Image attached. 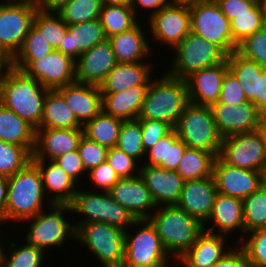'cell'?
<instances>
[{"label": "cell", "instance_id": "7a4b0ae2", "mask_svg": "<svg viewBox=\"0 0 266 267\" xmlns=\"http://www.w3.org/2000/svg\"><path fill=\"white\" fill-rule=\"evenodd\" d=\"M148 219L155 226L164 249L176 261L204 231L199 220L177 205L157 206Z\"/></svg>", "mask_w": 266, "mask_h": 267}, {"label": "cell", "instance_id": "d6a6232c", "mask_svg": "<svg viewBox=\"0 0 266 267\" xmlns=\"http://www.w3.org/2000/svg\"><path fill=\"white\" fill-rule=\"evenodd\" d=\"M64 97L55 89L49 90L44 99L42 120L38 128H82Z\"/></svg>", "mask_w": 266, "mask_h": 267}, {"label": "cell", "instance_id": "6f0895ef", "mask_svg": "<svg viewBox=\"0 0 266 267\" xmlns=\"http://www.w3.org/2000/svg\"><path fill=\"white\" fill-rule=\"evenodd\" d=\"M211 267H249L244 251L238 246L224 255L217 263Z\"/></svg>", "mask_w": 266, "mask_h": 267}, {"label": "cell", "instance_id": "f907efd6", "mask_svg": "<svg viewBox=\"0 0 266 267\" xmlns=\"http://www.w3.org/2000/svg\"><path fill=\"white\" fill-rule=\"evenodd\" d=\"M77 150L87 172L107 160L108 148L88 139L84 135L80 139Z\"/></svg>", "mask_w": 266, "mask_h": 267}, {"label": "cell", "instance_id": "5bb4252c", "mask_svg": "<svg viewBox=\"0 0 266 267\" xmlns=\"http://www.w3.org/2000/svg\"><path fill=\"white\" fill-rule=\"evenodd\" d=\"M218 157L233 167L266 170V153L258 130L223 138Z\"/></svg>", "mask_w": 266, "mask_h": 267}, {"label": "cell", "instance_id": "2e32d148", "mask_svg": "<svg viewBox=\"0 0 266 267\" xmlns=\"http://www.w3.org/2000/svg\"><path fill=\"white\" fill-rule=\"evenodd\" d=\"M153 39L175 48L189 33L191 14L188 6L172 5L162 8L149 19Z\"/></svg>", "mask_w": 266, "mask_h": 267}, {"label": "cell", "instance_id": "ee69618b", "mask_svg": "<svg viewBox=\"0 0 266 267\" xmlns=\"http://www.w3.org/2000/svg\"><path fill=\"white\" fill-rule=\"evenodd\" d=\"M30 161L32 153L27 148L0 140V176H12Z\"/></svg>", "mask_w": 266, "mask_h": 267}, {"label": "cell", "instance_id": "03108f58", "mask_svg": "<svg viewBox=\"0 0 266 267\" xmlns=\"http://www.w3.org/2000/svg\"><path fill=\"white\" fill-rule=\"evenodd\" d=\"M257 130L259 131V134L261 135L263 145L265 148V153H266V116H264V118L260 122L259 128Z\"/></svg>", "mask_w": 266, "mask_h": 267}, {"label": "cell", "instance_id": "bcb514c9", "mask_svg": "<svg viewBox=\"0 0 266 267\" xmlns=\"http://www.w3.org/2000/svg\"><path fill=\"white\" fill-rule=\"evenodd\" d=\"M245 236L238 246L244 251L248 266L266 267V227L250 231Z\"/></svg>", "mask_w": 266, "mask_h": 267}, {"label": "cell", "instance_id": "ab89813d", "mask_svg": "<svg viewBox=\"0 0 266 267\" xmlns=\"http://www.w3.org/2000/svg\"><path fill=\"white\" fill-rule=\"evenodd\" d=\"M242 203L245 234L266 227V184L245 197Z\"/></svg>", "mask_w": 266, "mask_h": 267}, {"label": "cell", "instance_id": "f1b7e54d", "mask_svg": "<svg viewBox=\"0 0 266 267\" xmlns=\"http://www.w3.org/2000/svg\"><path fill=\"white\" fill-rule=\"evenodd\" d=\"M146 32L139 22L131 29L108 38L111 43L117 63L143 62L149 54H153ZM146 35V36H145Z\"/></svg>", "mask_w": 266, "mask_h": 267}, {"label": "cell", "instance_id": "8992f818", "mask_svg": "<svg viewBox=\"0 0 266 267\" xmlns=\"http://www.w3.org/2000/svg\"><path fill=\"white\" fill-rule=\"evenodd\" d=\"M174 129L187 148L202 149L219 155L223 138L209 106L189 103Z\"/></svg>", "mask_w": 266, "mask_h": 267}, {"label": "cell", "instance_id": "003e7915", "mask_svg": "<svg viewBox=\"0 0 266 267\" xmlns=\"http://www.w3.org/2000/svg\"><path fill=\"white\" fill-rule=\"evenodd\" d=\"M102 5H130L131 0H101Z\"/></svg>", "mask_w": 266, "mask_h": 267}, {"label": "cell", "instance_id": "ffe728a7", "mask_svg": "<svg viewBox=\"0 0 266 267\" xmlns=\"http://www.w3.org/2000/svg\"><path fill=\"white\" fill-rule=\"evenodd\" d=\"M82 136V128H37L32 160H54L61 155L75 151L78 149Z\"/></svg>", "mask_w": 266, "mask_h": 267}, {"label": "cell", "instance_id": "be15d7a7", "mask_svg": "<svg viewBox=\"0 0 266 267\" xmlns=\"http://www.w3.org/2000/svg\"><path fill=\"white\" fill-rule=\"evenodd\" d=\"M12 68V58L7 53H0V85Z\"/></svg>", "mask_w": 266, "mask_h": 267}, {"label": "cell", "instance_id": "f546056e", "mask_svg": "<svg viewBox=\"0 0 266 267\" xmlns=\"http://www.w3.org/2000/svg\"><path fill=\"white\" fill-rule=\"evenodd\" d=\"M149 85L134 86L124 91L101 93L102 111L124 121L137 120Z\"/></svg>", "mask_w": 266, "mask_h": 267}, {"label": "cell", "instance_id": "44dd1931", "mask_svg": "<svg viewBox=\"0 0 266 267\" xmlns=\"http://www.w3.org/2000/svg\"><path fill=\"white\" fill-rule=\"evenodd\" d=\"M217 193L213 176L184 181L181 197L176 205L204 224L211 215Z\"/></svg>", "mask_w": 266, "mask_h": 267}, {"label": "cell", "instance_id": "ac0fdd59", "mask_svg": "<svg viewBox=\"0 0 266 267\" xmlns=\"http://www.w3.org/2000/svg\"><path fill=\"white\" fill-rule=\"evenodd\" d=\"M116 65L115 54L107 38L75 61V82L100 86Z\"/></svg>", "mask_w": 266, "mask_h": 267}, {"label": "cell", "instance_id": "9f6ffc18", "mask_svg": "<svg viewBox=\"0 0 266 267\" xmlns=\"http://www.w3.org/2000/svg\"><path fill=\"white\" fill-rule=\"evenodd\" d=\"M221 12L231 21L235 15L248 13L258 2L257 0H215Z\"/></svg>", "mask_w": 266, "mask_h": 267}, {"label": "cell", "instance_id": "7bdbcfd3", "mask_svg": "<svg viewBox=\"0 0 266 267\" xmlns=\"http://www.w3.org/2000/svg\"><path fill=\"white\" fill-rule=\"evenodd\" d=\"M116 147L139 160V164L145 160L146 152L143 149L141 124L138 120L123 121Z\"/></svg>", "mask_w": 266, "mask_h": 267}, {"label": "cell", "instance_id": "5b68a950", "mask_svg": "<svg viewBox=\"0 0 266 267\" xmlns=\"http://www.w3.org/2000/svg\"><path fill=\"white\" fill-rule=\"evenodd\" d=\"M77 190L72 202L69 204L72 214L81 213L84 216L80 222L74 224L77 229L86 222H103L109 225L117 226L123 230L128 227H135L134 216L122 205L115 202L108 191L88 190V188ZM102 192V193H101Z\"/></svg>", "mask_w": 266, "mask_h": 267}, {"label": "cell", "instance_id": "db71d44e", "mask_svg": "<svg viewBox=\"0 0 266 267\" xmlns=\"http://www.w3.org/2000/svg\"><path fill=\"white\" fill-rule=\"evenodd\" d=\"M87 175L89 180L93 182L94 189L97 187L98 191H101V189L102 191H109L120 179L114 169L107 162L92 168Z\"/></svg>", "mask_w": 266, "mask_h": 267}, {"label": "cell", "instance_id": "b9f144b4", "mask_svg": "<svg viewBox=\"0 0 266 267\" xmlns=\"http://www.w3.org/2000/svg\"><path fill=\"white\" fill-rule=\"evenodd\" d=\"M101 0H71L56 13L67 25L99 19Z\"/></svg>", "mask_w": 266, "mask_h": 267}, {"label": "cell", "instance_id": "f5cc1de1", "mask_svg": "<svg viewBox=\"0 0 266 267\" xmlns=\"http://www.w3.org/2000/svg\"><path fill=\"white\" fill-rule=\"evenodd\" d=\"M141 124L144 151H148L173 128L163 121L138 120Z\"/></svg>", "mask_w": 266, "mask_h": 267}, {"label": "cell", "instance_id": "3957f363", "mask_svg": "<svg viewBox=\"0 0 266 267\" xmlns=\"http://www.w3.org/2000/svg\"><path fill=\"white\" fill-rule=\"evenodd\" d=\"M155 80L148 87L137 120L163 121L174 129L184 108L190 103L186 81L167 73Z\"/></svg>", "mask_w": 266, "mask_h": 267}, {"label": "cell", "instance_id": "680465c9", "mask_svg": "<svg viewBox=\"0 0 266 267\" xmlns=\"http://www.w3.org/2000/svg\"><path fill=\"white\" fill-rule=\"evenodd\" d=\"M170 4L169 0H131L130 6L134 10L136 17L138 16V8H143L142 10H148L151 12L148 19L157 13L162 8L168 6ZM140 6V7H139ZM137 9V10H136Z\"/></svg>", "mask_w": 266, "mask_h": 267}, {"label": "cell", "instance_id": "d590c367", "mask_svg": "<svg viewBox=\"0 0 266 267\" xmlns=\"http://www.w3.org/2000/svg\"><path fill=\"white\" fill-rule=\"evenodd\" d=\"M227 63L242 87L247 101H251L257 107V72H262L265 68L242 57L236 51L227 56Z\"/></svg>", "mask_w": 266, "mask_h": 267}, {"label": "cell", "instance_id": "94428289", "mask_svg": "<svg viewBox=\"0 0 266 267\" xmlns=\"http://www.w3.org/2000/svg\"><path fill=\"white\" fill-rule=\"evenodd\" d=\"M71 0H35L38 10L43 12H57Z\"/></svg>", "mask_w": 266, "mask_h": 267}, {"label": "cell", "instance_id": "816d5d0a", "mask_svg": "<svg viewBox=\"0 0 266 267\" xmlns=\"http://www.w3.org/2000/svg\"><path fill=\"white\" fill-rule=\"evenodd\" d=\"M218 102L226 103L230 106L248 102L237 78L230 70H228L224 76Z\"/></svg>", "mask_w": 266, "mask_h": 267}, {"label": "cell", "instance_id": "f35d334b", "mask_svg": "<svg viewBox=\"0 0 266 267\" xmlns=\"http://www.w3.org/2000/svg\"><path fill=\"white\" fill-rule=\"evenodd\" d=\"M10 242L8 252H3L1 255V267H42V262H45L44 257L46 256L45 252L37 247L29 245L28 243H23L19 246L15 241ZM8 254V255H7Z\"/></svg>", "mask_w": 266, "mask_h": 267}, {"label": "cell", "instance_id": "836d02e7", "mask_svg": "<svg viewBox=\"0 0 266 267\" xmlns=\"http://www.w3.org/2000/svg\"><path fill=\"white\" fill-rule=\"evenodd\" d=\"M0 140L23 146L33 153L35 128L0 103Z\"/></svg>", "mask_w": 266, "mask_h": 267}, {"label": "cell", "instance_id": "7402d4cb", "mask_svg": "<svg viewBox=\"0 0 266 267\" xmlns=\"http://www.w3.org/2000/svg\"><path fill=\"white\" fill-rule=\"evenodd\" d=\"M139 175L150 190L157 206L176 205L181 197L184 180L176 171L158 166L140 165Z\"/></svg>", "mask_w": 266, "mask_h": 267}, {"label": "cell", "instance_id": "9a60e30c", "mask_svg": "<svg viewBox=\"0 0 266 267\" xmlns=\"http://www.w3.org/2000/svg\"><path fill=\"white\" fill-rule=\"evenodd\" d=\"M209 107L222 138L255 131L264 118V115L251 101L235 106L217 101Z\"/></svg>", "mask_w": 266, "mask_h": 267}, {"label": "cell", "instance_id": "277c9868", "mask_svg": "<svg viewBox=\"0 0 266 267\" xmlns=\"http://www.w3.org/2000/svg\"><path fill=\"white\" fill-rule=\"evenodd\" d=\"M45 197L40 170L30 161L24 168L8 177L6 222L22 223L44 208L47 209L44 205Z\"/></svg>", "mask_w": 266, "mask_h": 267}, {"label": "cell", "instance_id": "484cf974", "mask_svg": "<svg viewBox=\"0 0 266 267\" xmlns=\"http://www.w3.org/2000/svg\"><path fill=\"white\" fill-rule=\"evenodd\" d=\"M32 161L40 170L46 199L48 194L51 199L47 204H70L78 190L77 183L53 160Z\"/></svg>", "mask_w": 266, "mask_h": 267}, {"label": "cell", "instance_id": "11a10c76", "mask_svg": "<svg viewBox=\"0 0 266 267\" xmlns=\"http://www.w3.org/2000/svg\"><path fill=\"white\" fill-rule=\"evenodd\" d=\"M58 164L76 183L79 177L87 175L78 150L68 152L53 160Z\"/></svg>", "mask_w": 266, "mask_h": 267}, {"label": "cell", "instance_id": "74e56055", "mask_svg": "<svg viewBox=\"0 0 266 267\" xmlns=\"http://www.w3.org/2000/svg\"><path fill=\"white\" fill-rule=\"evenodd\" d=\"M99 20L106 38L127 31L138 23L130 5H102Z\"/></svg>", "mask_w": 266, "mask_h": 267}, {"label": "cell", "instance_id": "91938a15", "mask_svg": "<svg viewBox=\"0 0 266 267\" xmlns=\"http://www.w3.org/2000/svg\"><path fill=\"white\" fill-rule=\"evenodd\" d=\"M257 108L266 116V68L257 72Z\"/></svg>", "mask_w": 266, "mask_h": 267}, {"label": "cell", "instance_id": "52a82bcc", "mask_svg": "<svg viewBox=\"0 0 266 267\" xmlns=\"http://www.w3.org/2000/svg\"><path fill=\"white\" fill-rule=\"evenodd\" d=\"M50 210L48 213L43 209L40 213L24 222H29L26 243L42 249L44 252L50 247L63 246L68 240H76V228L74 223L67 222L66 211L71 212L69 204H51L47 205ZM65 215H64V213ZM54 246V247H52ZM47 248V249H46Z\"/></svg>", "mask_w": 266, "mask_h": 267}, {"label": "cell", "instance_id": "a7ac6f4b", "mask_svg": "<svg viewBox=\"0 0 266 267\" xmlns=\"http://www.w3.org/2000/svg\"><path fill=\"white\" fill-rule=\"evenodd\" d=\"M3 222H4V220L0 217V224H2V225L4 224L5 225V222L4 223ZM2 225H0V227H2ZM1 234L2 233H0V237H1ZM1 241H2V239L0 238V262H1V255H2V252H3V246H2V244H4Z\"/></svg>", "mask_w": 266, "mask_h": 267}, {"label": "cell", "instance_id": "d4e9b609", "mask_svg": "<svg viewBox=\"0 0 266 267\" xmlns=\"http://www.w3.org/2000/svg\"><path fill=\"white\" fill-rule=\"evenodd\" d=\"M56 90L64 97L76 119L82 125L102 111L100 86L74 82Z\"/></svg>", "mask_w": 266, "mask_h": 267}, {"label": "cell", "instance_id": "cb8c5ba5", "mask_svg": "<svg viewBox=\"0 0 266 267\" xmlns=\"http://www.w3.org/2000/svg\"><path fill=\"white\" fill-rule=\"evenodd\" d=\"M210 220L212 222H210ZM210 222L213 223V227H208L205 224ZM204 230L219 235H228L237 230L242 233V237L239 236V242L245 237V228H244V217H243V203L241 199L223 195L220 193L216 194L213 209L209 219L203 224ZM207 228H206V227ZM215 228L218 231L215 232ZM231 232V233H230ZM244 236V237H243Z\"/></svg>", "mask_w": 266, "mask_h": 267}, {"label": "cell", "instance_id": "60d3db41", "mask_svg": "<svg viewBox=\"0 0 266 267\" xmlns=\"http://www.w3.org/2000/svg\"><path fill=\"white\" fill-rule=\"evenodd\" d=\"M230 25L233 41L238 45L246 37L266 25L263 4L257 3L248 13L235 15V18L230 21Z\"/></svg>", "mask_w": 266, "mask_h": 267}, {"label": "cell", "instance_id": "1f68e13d", "mask_svg": "<svg viewBox=\"0 0 266 267\" xmlns=\"http://www.w3.org/2000/svg\"><path fill=\"white\" fill-rule=\"evenodd\" d=\"M186 148V144L177 136L175 129H172L146 151L147 158L145 157L143 161L145 164L141 162V165L158 166L164 170L175 171Z\"/></svg>", "mask_w": 266, "mask_h": 267}, {"label": "cell", "instance_id": "83f0119b", "mask_svg": "<svg viewBox=\"0 0 266 267\" xmlns=\"http://www.w3.org/2000/svg\"><path fill=\"white\" fill-rule=\"evenodd\" d=\"M105 39L107 38L100 20L93 19L68 25V30L56 50L76 61L82 53L91 49L97 43L103 42Z\"/></svg>", "mask_w": 266, "mask_h": 267}, {"label": "cell", "instance_id": "c3c4849f", "mask_svg": "<svg viewBox=\"0 0 266 267\" xmlns=\"http://www.w3.org/2000/svg\"><path fill=\"white\" fill-rule=\"evenodd\" d=\"M236 52L266 68V25L240 42Z\"/></svg>", "mask_w": 266, "mask_h": 267}, {"label": "cell", "instance_id": "ba28073f", "mask_svg": "<svg viewBox=\"0 0 266 267\" xmlns=\"http://www.w3.org/2000/svg\"><path fill=\"white\" fill-rule=\"evenodd\" d=\"M76 240L89 248L103 267H123L125 230L103 222H86L76 229Z\"/></svg>", "mask_w": 266, "mask_h": 267}, {"label": "cell", "instance_id": "8d00e7d4", "mask_svg": "<svg viewBox=\"0 0 266 267\" xmlns=\"http://www.w3.org/2000/svg\"><path fill=\"white\" fill-rule=\"evenodd\" d=\"M123 121L101 111L82 126L83 135L108 149L116 147Z\"/></svg>", "mask_w": 266, "mask_h": 267}, {"label": "cell", "instance_id": "9c48e42d", "mask_svg": "<svg viewBox=\"0 0 266 267\" xmlns=\"http://www.w3.org/2000/svg\"><path fill=\"white\" fill-rule=\"evenodd\" d=\"M172 65L166 73L174 78L186 80L193 73L224 62L227 55L215 44L190 32L175 48Z\"/></svg>", "mask_w": 266, "mask_h": 267}, {"label": "cell", "instance_id": "6da1fadb", "mask_svg": "<svg viewBox=\"0 0 266 267\" xmlns=\"http://www.w3.org/2000/svg\"><path fill=\"white\" fill-rule=\"evenodd\" d=\"M49 90L23 71L12 68L0 85V103L37 129Z\"/></svg>", "mask_w": 266, "mask_h": 267}, {"label": "cell", "instance_id": "f6af8a7d", "mask_svg": "<svg viewBox=\"0 0 266 267\" xmlns=\"http://www.w3.org/2000/svg\"><path fill=\"white\" fill-rule=\"evenodd\" d=\"M33 24L43 33L44 38L54 49L59 47L68 30V25L55 12L37 10Z\"/></svg>", "mask_w": 266, "mask_h": 267}, {"label": "cell", "instance_id": "7c38bea8", "mask_svg": "<svg viewBox=\"0 0 266 267\" xmlns=\"http://www.w3.org/2000/svg\"><path fill=\"white\" fill-rule=\"evenodd\" d=\"M38 8L34 1L6 0L0 2V51L11 58L21 48Z\"/></svg>", "mask_w": 266, "mask_h": 267}, {"label": "cell", "instance_id": "4316f807", "mask_svg": "<svg viewBox=\"0 0 266 267\" xmlns=\"http://www.w3.org/2000/svg\"><path fill=\"white\" fill-rule=\"evenodd\" d=\"M226 240L228 238L224 235L204 230L177 263H181V267H211L231 250L225 248Z\"/></svg>", "mask_w": 266, "mask_h": 267}, {"label": "cell", "instance_id": "6125c7cd", "mask_svg": "<svg viewBox=\"0 0 266 267\" xmlns=\"http://www.w3.org/2000/svg\"><path fill=\"white\" fill-rule=\"evenodd\" d=\"M8 194V177L0 176V217L6 222V201Z\"/></svg>", "mask_w": 266, "mask_h": 267}, {"label": "cell", "instance_id": "e0dca14e", "mask_svg": "<svg viewBox=\"0 0 266 267\" xmlns=\"http://www.w3.org/2000/svg\"><path fill=\"white\" fill-rule=\"evenodd\" d=\"M218 193L243 200L264 184V172L233 167L218 156L213 167Z\"/></svg>", "mask_w": 266, "mask_h": 267}, {"label": "cell", "instance_id": "d6986e66", "mask_svg": "<svg viewBox=\"0 0 266 267\" xmlns=\"http://www.w3.org/2000/svg\"><path fill=\"white\" fill-rule=\"evenodd\" d=\"M111 198L127 209L135 219H148L157 208L150 190L140 175L120 178L108 191Z\"/></svg>", "mask_w": 266, "mask_h": 267}, {"label": "cell", "instance_id": "e575fe53", "mask_svg": "<svg viewBox=\"0 0 266 267\" xmlns=\"http://www.w3.org/2000/svg\"><path fill=\"white\" fill-rule=\"evenodd\" d=\"M216 157L202 149L186 148L175 171L184 181L211 177Z\"/></svg>", "mask_w": 266, "mask_h": 267}, {"label": "cell", "instance_id": "2644e50d", "mask_svg": "<svg viewBox=\"0 0 266 267\" xmlns=\"http://www.w3.org/2000/svg\"><path fill=\"white\" fill-rule=\"evenodd\" d=\"M264 183L266 184V170L264 172Z\"/></svg>", "mask_w": 266, "mask_h": 267}, {"label": "cell", "instance_id": "30bf717a", "mask_svg": "<svg viewBox=\"0 0 266 267\" xmlns=\"http://www.w3.org/2000/svg\"><path fill=\"white\" fill-rule=\"evenodd\" d=\"M139 225H141L139 227ZM139 227L132 235L125 230L123 267H167L170 255L164 249L155 226L149 219H136Z\"/></svg>", "mask_w": 266, "mask_h": 267}, {"label": "cell", "instance_id": "89a4df30", "mask_svg": "<svg viewBox=\"0 0 266 267\" xmlns=\"http://www.w3.org/2000/svg\"><path fill=\"white\" fill-rule=\"evenodd\" d=\"M263 7H264L265 24H266V1L263 3Z\"/></svg>", "mask_w": 266, "mask_h": 267}, {"label": "cell", "instance_id": "4dcf8cb0", "mask_svg": "<svg viewBox=\"0 0 266 267\" xmlns=\"http://www.w3.org/2000/svg\"><path fill=\"white\" fill-rule=\"evenodd\" d=\"M152 64L147 62L117 63L100 85L101 93L124 91L134 86L150 85ZM151 72V73H150Z\"/></svg>", "mask_w": 266, "mask_h": 267}, {"label": "cell", "instance_id": "8fae6325", "mask_svg": "<svg viewBox=\"0 0 266 267\" xmlns=\"http://www.w3.org/2000/svg\"><path fill=\"white\" fill-rule=\"evenodd\" d=\"M190 32L217 45L227 56L237 50L229 19L221 12L215 0H205L189 7Z\"/></svg>", "mask_w": 266, "mask_h": 267}, {"label": "cell", "instance_id": "4fadbf2b", "mask_svg": "<svg viewBox=\"0 0 266 267\" xmlns=\"http://www.w3.org/2000/svg\"><path fill=\"white\" fill-rule=\"evenodd\" d=\"M12 67L50 90L75 82V61L56 49L38 60H12Z\"/></svg>", "mask_w": 266, "mask_h": 267}, {"label": "cell", "instance_id": "8c879c8a", "mask_svg": "<svg viewBox=\"0 0 266 267\" xmlns=\"http://www.w3.org/2000/svg\"><path fill=\"white\" fill-rule=\"evenodd\" d=\"M266 0H257L258 3H264Z\"/></svg>", "mask_w": 266, "mask_h": 267}, {"label": "cell", "instance_id": "603a6c76", "mask_svg": "<svg viewBox=\"0 0 266 267\" xmlns=\"http://www.w3.org/2000/svg\"><path fill=\"white\" fill-rule=\"evenodd\" d=\"M229 70L227 59L215 66L193 73L185 81L189 102L196 105L210 106L220 97L222 82Z\"/></svg>", "mask_w": 266, "mask_h": 267}, {"label": "cell", "instance_id": "e7e4bbea", "mask_svg": "<svg viewBox=\"0 0 266 267\" xmlns=\"http://www.w3.org/2000/svg\"><path fill=\"white\" fill-rule=\"evenodd\" d=\"M205 0H169L170 4L172 5H180V6H192L199 2H202Z\"/></svg>", "mask_w": 266, "mask_h": 267}, {"label": "cell", "instance_id": "7dc6e473", "mask_svg": "<svg viewBox=\"0 0 266 267\" xmlns=\"http://www.w3.org/2000/svg\"><path fill=\"white\" fill-rule=\"evenodd\" d=\"M54 50L43 33L33 24L12 60H38Z\"/></svg>", "mask_w": 266, "mask_h": 267}, {"label": "cell", "instance_id": "681fc988", "mask_svg": "<svg viewBox=\"0 0 266 267\" xmlns=\"http://www.w3.org/2000/svg\"><path fill=\"white\" fill-rule=\"evenodd\" d=\"M106 162L114 169L120 178H131L139 175V161L127 155L117 147L108 149ZM137 169V170H136Z\"/></svg>", "mask_w": 266, "mask_h": 267}]
</instances>
